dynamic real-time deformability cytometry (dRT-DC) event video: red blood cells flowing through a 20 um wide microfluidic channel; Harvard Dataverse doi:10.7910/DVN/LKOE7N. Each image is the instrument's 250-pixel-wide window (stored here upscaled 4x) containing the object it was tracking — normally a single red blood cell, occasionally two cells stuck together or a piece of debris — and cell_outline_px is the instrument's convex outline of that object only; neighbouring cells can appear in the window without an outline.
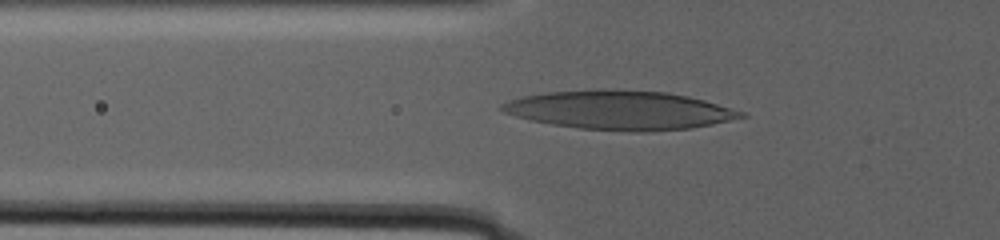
{"species": "human", "species_latin": "Homo sapiens", "temperature_condition": "warm", "stored_images_in_passage": 58, "camera_frame_rate_fps": 3000, "um_per_image_px": 0.085, "donor": {"sex": "male"}, "frame": {"image": 1, "passage_image": 57, "time_ms": 13.0, "image_size_px": [1000, 240], "cell_outline_px": [[748, 116], [712, 124], [692, 128], [648, 132], [632, 132], [580, 128], [552, 124], [528, 120], [504, 112], [496, 108], [500, 104], [508, 100], [524, 96], [544, 92], [596, 88], [616, 88], [668, 92], [688, 96], [704, 100], [744, 112]], "centroid_in_image_um": [52.64, 9.34], "position_along_channel_um": 73.2, "area_um2": 54.91}}